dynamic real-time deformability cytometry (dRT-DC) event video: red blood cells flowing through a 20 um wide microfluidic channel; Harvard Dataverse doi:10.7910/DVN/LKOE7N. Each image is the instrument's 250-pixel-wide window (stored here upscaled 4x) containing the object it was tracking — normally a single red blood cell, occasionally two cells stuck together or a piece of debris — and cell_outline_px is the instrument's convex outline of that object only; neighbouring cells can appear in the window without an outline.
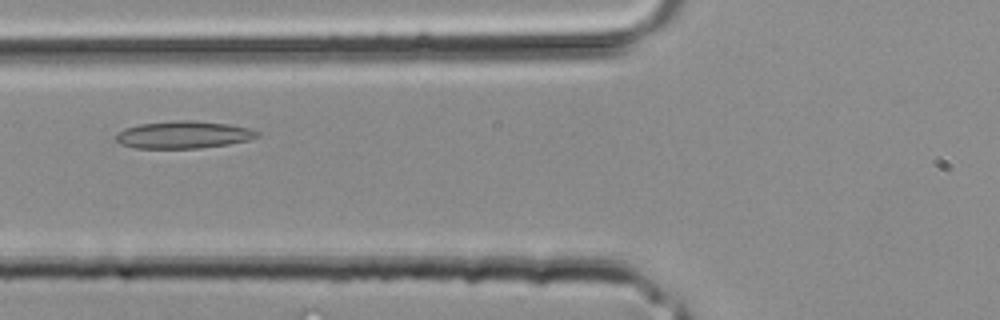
{"species": "common noctule bat (a hibernating species)", "species_latin": "Nyctalus noctula", "temperature_condition": "room temperature", "stored_images_in_passage": 31, "camera_frame_rate_fps": 3000, "um_per_image_px": 0.085, "animal": {"sex": "male", "body_mass_g": 20.4}, "frame": {"image": 1, "passage_image": 10, "time_ms": 3.0, "image_size_px": [1000, 320], "cell_outline_px": [[260, 136], [248, 140], [228, 144], [200, 148], [136, 148], [120, 144], [116, 140], [116, 132], [124, 128], [140, 124], [172, 120], [196, 120], [228, 124], [248, 128], [260, 132]], "centroid_in_image_um": [15.58, 11.44], "position_along_channel_um": 110.2, "area_um2": 22.66}}
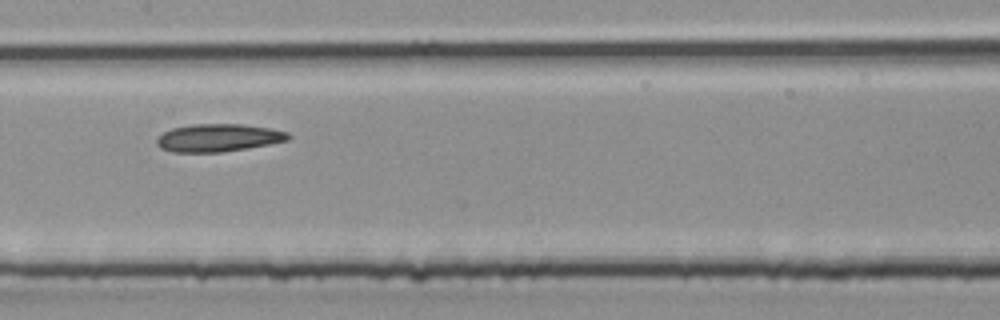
{"frame": {"image": 2, "passage_image": 14, "time_ms": 4.333, "image_size_px": [1000, 320], "cell_outline_px": [[292, 136], [288, 140], [248, 148], [220, 152], [172, 152], [160, 148], [156, 144], [156, 136], [172, 128], [192, 124], [244, 124], [272, 128], [288, 132]], "centroid_in_image_um": [18.55, 11.7], "position_along_channel_um": 188.9, "area_um2": 21.44}}
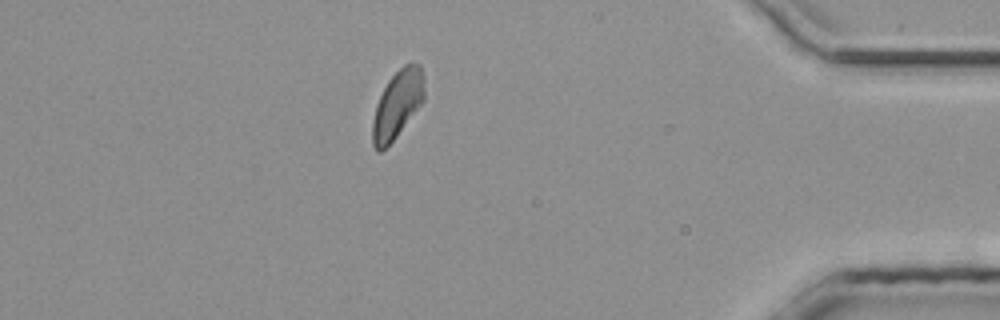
{"frame": {"image": 3, "passage_image": 27, "time_ms": 8.667, "image_size_px": [1000, 320], "cell_outline_px": [[424, 100], [396, 136], [380, 152], [376, 152], [372, 144], [372, 120], [376, 104], [388, 80], [404, 64], [420, 64], [424, 76]], "centroid_in_image_um": [33.76, 8.87], "position_along_channel_um": 401.4, "area_um2": 20.23}}